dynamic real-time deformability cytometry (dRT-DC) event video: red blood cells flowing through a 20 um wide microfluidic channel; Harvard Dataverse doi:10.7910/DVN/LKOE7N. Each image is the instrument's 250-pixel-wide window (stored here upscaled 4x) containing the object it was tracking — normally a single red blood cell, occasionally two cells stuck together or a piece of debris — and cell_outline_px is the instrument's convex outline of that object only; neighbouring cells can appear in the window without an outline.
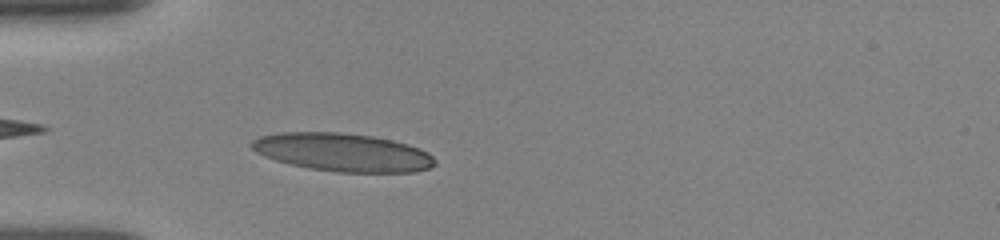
{"species": "human", "species_latin": "Homo sapiens", "temperature_condition": "room temperature", "stored_images_in_passage": 13, "camera_frame_rate_fps": 3000, "um_per_image_px": 0.085, "donor": {"sex": "female"}, "frame": {"image": 1, "passage_image": 6, "time_ms": 3.0, "image_size_px": [1000, 240], "cell_outline_px": [[436, 164], [428, 168], [412, 172], [336, 172], [308, 168], [276, 160], [264, 156], [256, 152], [248, 144], [252, 140], [260, 136], [280, 132], [340, 132], [372, 136], [392, 140], [408, 144], [420, 148], [428, 152], [436, 160]], "centroid_in_image_um": [29.12, 12.94], "position_along_channel_um": 55.9, "area_um2": 40.81}}
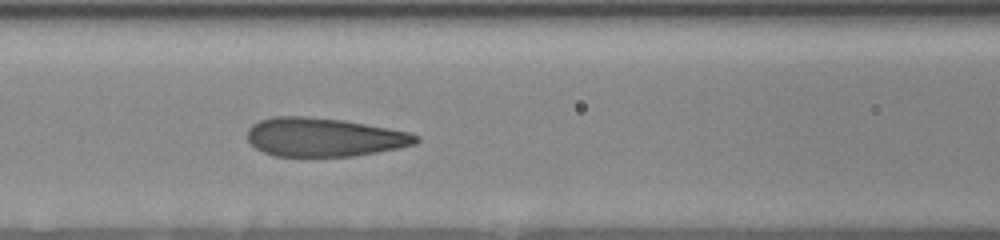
{"frame": {"image": 2, "passage_image": 10, "time_ms": 5.333, "image_size_px": [1000, 240], "cell_outline_px": [[420, 140], [416, 144], [376, 152], [352, 156], [272, 156], [256, 148], [248, 140], [248, 128], [252, 124], [260, 120], [272, 116], [308, 116], [344, 120], [388, 128], [408, 132], [420, 136]], "centroid_in_image_um": [27.52, 11.65], "position_along_channel_um": 139.1, "area_um2": 38.03}}
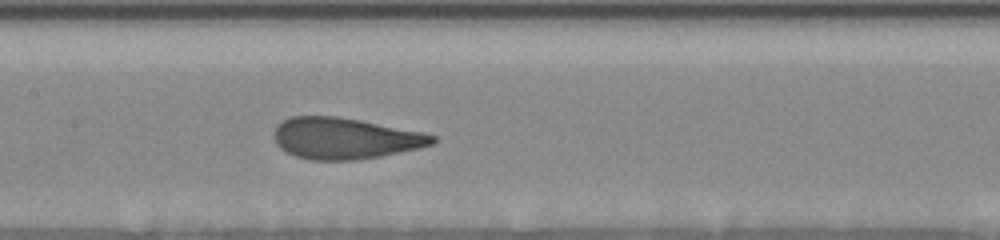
{"frame": {"image": 3, "passage_image": 13, "time_ms": 6.333, "image_size_px": [1000, 240], "cell_outline_px": [[436, 140], [432, 144], [420, 148], [380, 156], [352, 160], [312, 160], [296, 156], [284, 152], [276, 144], [272, 136], [276, 124], [292, 116], [336, 116], [360, 120], [424, 132], [436, 136]], "centroid_in_image_um": [29.28, 11.76], "position_along_channel_um": 178.1, "area_um2": 38.26}}